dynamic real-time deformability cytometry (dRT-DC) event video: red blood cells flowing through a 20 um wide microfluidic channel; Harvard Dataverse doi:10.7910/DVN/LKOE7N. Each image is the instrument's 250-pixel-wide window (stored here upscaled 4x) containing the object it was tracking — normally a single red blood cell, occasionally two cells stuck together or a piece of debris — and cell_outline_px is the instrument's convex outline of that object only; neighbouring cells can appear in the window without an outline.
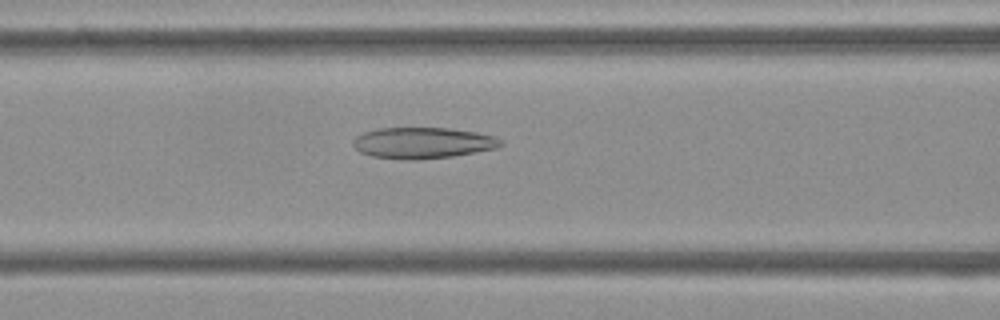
{"species": "Egyptian fruit bat (a non-hibernating species)", "species_latin": "Rousettus aegyptiacus", "temperature_condition": "cold", "stored_images_in_passage": 53, "camera_frame_rate_fps": 3000, "um_per_image_px": 0.085, "frame": {"image": 1, "passage_image": 21, "time_ms": 6.667, "image_size_px": [1000, 320], "cell_outline_px": [[504, 144], [496, 148], [476, 152], [452, 156], [416, 160], [404, 160], [372, 156], [360, 152], [352, 144], [352, 140], [356, 136], [364, 132], [376, 128], [448, 128], [476, 132], [492, 136], [504, 140]], "centroid_in_image_um": [35.92, 12.15], "position_along_channel_um": 130.7, "area_um2": 26.88}}
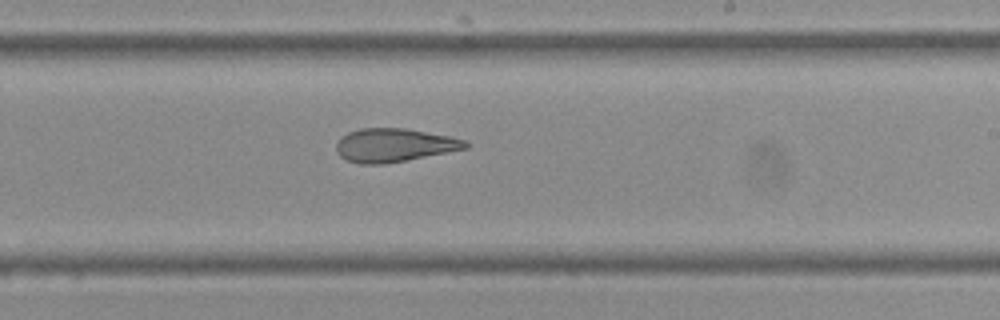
{"frame": {"image": 2, "passage_image": 31, "time_ms": 10.0, "image_size_px": [1000, 320], "cell_outline_px": [[468, 148], [448, 152], [384, 164], [360, 164], [348, 160], [340, 156], [336, 152], [336, 144], [348, 132], [360, 128], [404, 128], [452, 136], [464, 140], [468, 144]], "centroid_in_image_um": [33.51, 12.33], "position_along_channel_um": 255.5, "area_um2": 25.03}}
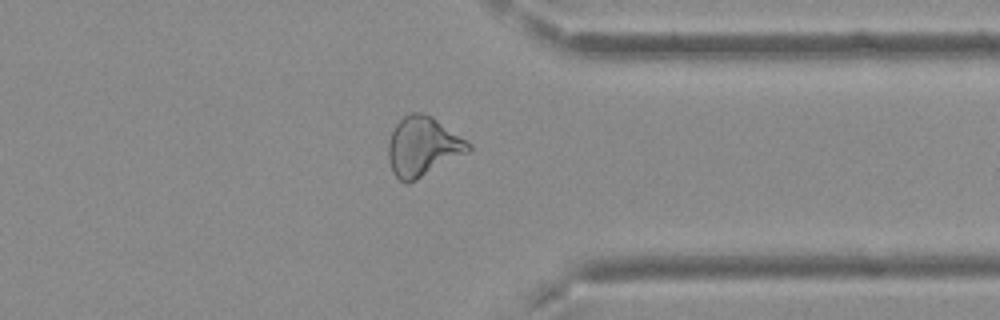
{"frame": {"image": 3, "passage_image": 41, "time_ms": 13.333, "image_size_px": [1000, 320], "cell_outline_px": [[472, 148], [468, 152], [416, 180], [408, 184], [404, 184], [392, 172], [388, 160], [388, 140], [396, 124], [404, 116], [412, 112], [420, 112], [432, 116], [468, 140], [472, 144]], "centroid_in_image_um": [35.94, 12.46], "position_along_channel_um": 375.5, "area_um2": 27.86}, "authors_computed_cell_mechanics": {"area_um2": 28.0908, "velocity_mm_per_s": 3.7465, "shape_relaxation_time_tau1_ms": null, "shape_relaxation_time_tau2_ms": 2.5764, "deformation_change_tau1": null, "deformation_change_tau2": 0.1175}}